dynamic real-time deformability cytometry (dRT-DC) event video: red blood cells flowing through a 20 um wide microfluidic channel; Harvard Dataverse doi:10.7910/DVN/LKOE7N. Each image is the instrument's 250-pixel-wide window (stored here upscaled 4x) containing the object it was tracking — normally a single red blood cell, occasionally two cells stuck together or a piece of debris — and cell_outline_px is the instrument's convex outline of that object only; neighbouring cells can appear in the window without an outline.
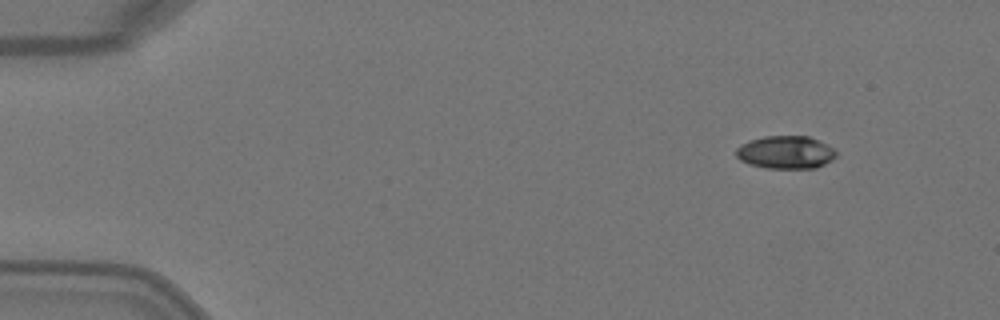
{"species": "Egyptian fruit bat (a non-hibernating species)", "species_latin": "Rousettus aegyptiacus", "temperature_condition": "warm", "stored_images_in_passage": 4, "camera_frame_rate_fps": 3000, "um_per_image_px": 0.085, "animal": {"sex": "female"}, "frame": {"image": 1, "passage_image": 1, "time_ms": 0.0, "image_size_px": [1000, 320], "cell_outline_px": [[836, 156], [832, 160], [816, 168], [768, 168], [748, 164], [740, 160], [736, 156], [736, 148], [740, 144], [748, 140], [764, 136], [808, 136], [832, 148], [836, 152]], "centroid_in_image_um": [66.73, 12.95], "position_along_channel_um": 18.3, "area_um2": 19.13}}